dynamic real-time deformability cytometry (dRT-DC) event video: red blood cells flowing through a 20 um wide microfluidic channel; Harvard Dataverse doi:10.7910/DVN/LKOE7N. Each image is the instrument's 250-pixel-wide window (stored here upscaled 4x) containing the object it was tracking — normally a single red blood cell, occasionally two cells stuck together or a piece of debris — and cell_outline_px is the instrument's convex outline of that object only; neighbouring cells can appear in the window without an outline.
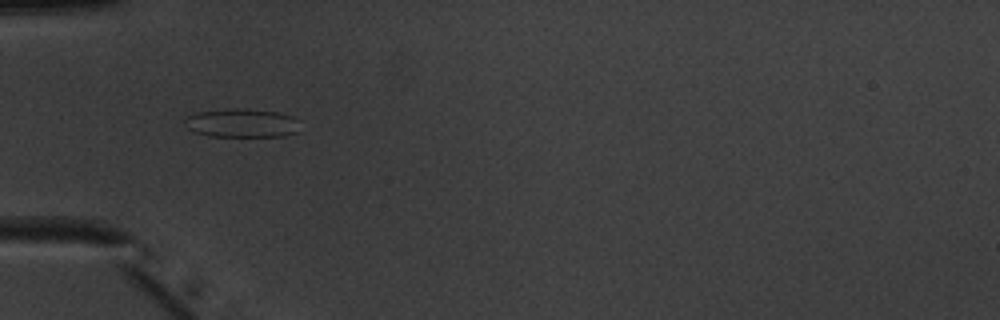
{"species": "common noctule bat (a hibernating species)", "species_latin": "Nyctalus noctula", "temperature_condition": "warm", "stored_images_in_passage": 46, "camera_frame_rate_fps": 3000, "um_per_image_px": 0.085, "animal": {"sex": "male", "body_mass_g": 20.1, "forearm_length_mm": 53.5}, "frame": {"image": 1, "passage_image": 12, "time_ms": 3.667, "image_size_px": [1000, 320], "cell_outline_px": [[300, 132], [284, 136], [208, 136], [196, 132], [188, 128], [184, 124], [184, 120], [188, 116], [196, 112], [228, 108], [248, 108], [276, 112], [292, 116], [300, 120]], "centroid_in_image_um": [20.6, 10.45], "position_along_channel_um": 64.4, "area_um2": 19.65}}
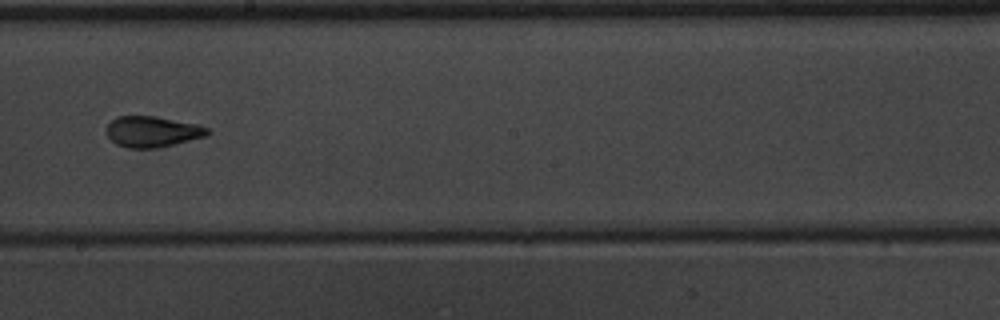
{"frame": {"image": 2, "passage_image": 25, "time_ms": 8.0, "image_size_px": [1000, 320], "cell_outline_px": [[212, 132], [208, 136], [156, 148], [128, 148], [116, 144], [108, 136], [104, 128], [116, 116], [152, 116], [196, 124], [208, 128]], "centroid_in_image_um": [12.94, 11.19], "position_along_channel_um": 235.3, "area_um2": 18.15}}
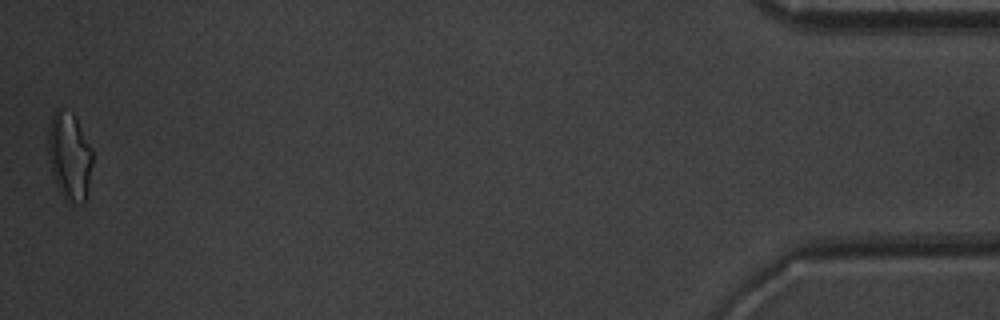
{"frame": {"image": 3, "passage_image": 46, "time_ms": 15.0, "image_size_px": [1000, 320], "cell_outline_px": [[92, 164], [88, 196], [84, 204], [72, 204], [64, 200], [56, 184], [52, 172], [48, 152], [48, 132], [52, 116], [60, 112], [72, 112], [92, 148]], "centroid_in_image_um": [5.94, 13.4], "position_along_channel_um": 429.3, "area_um2": 22.6}, "authors_computed_cell_mechanics": {"area_um2": 18.8428, "velocity_mm_per_s": 3.9924, "shape_relaxation_time_tau1_ms": null, "shape_relaxation_time_tau2_ms": 1.2411, "deformation_change_tau1": null, "deformation_change_tau2": 0.0951}}